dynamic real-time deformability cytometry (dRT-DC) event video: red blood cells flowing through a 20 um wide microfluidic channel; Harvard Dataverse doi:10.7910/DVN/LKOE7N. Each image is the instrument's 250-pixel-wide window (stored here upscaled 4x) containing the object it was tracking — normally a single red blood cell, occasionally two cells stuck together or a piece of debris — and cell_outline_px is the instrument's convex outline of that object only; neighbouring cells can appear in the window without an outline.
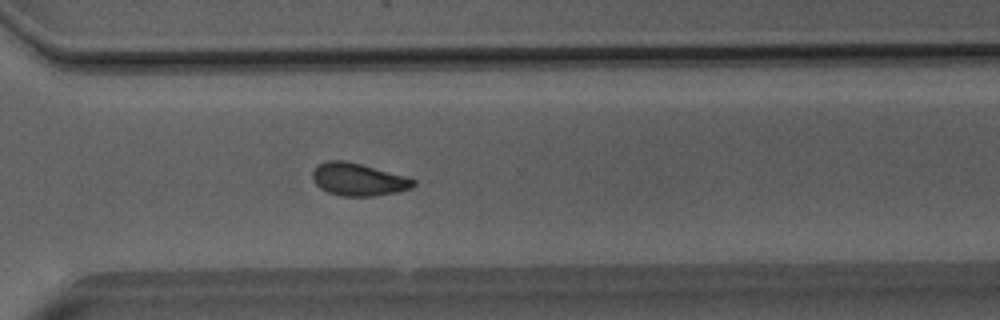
{"species": "Egyptian fruit bat (a non-hibernating species)", "species_latin": "Rousettus aegyptiacus", "temperature_condition": "room temperature", "stored_images_in_passage": 52, "camera_frame_rate_fps": 3000, "um_per_image_px": 0.085, "animal": {"sex": "male"}, "frame": {"image": 1, "passage_image": 37, "time_ms": 12.0, "image_size_px": [1000, 320], "cell_outline_px": [[416, 184], [412, 188], [396, 192], [372, 196], [340, 196], [328, 192], [320, 188], [312, 180], [312, 172], [320, 164], [328, 160], [344, 160], [408, 176], [416, 180]], "centroid_in_image_um": [30.48, 15.26], "position_along_channel_um": 340.1, "area_um2": 19.19}}
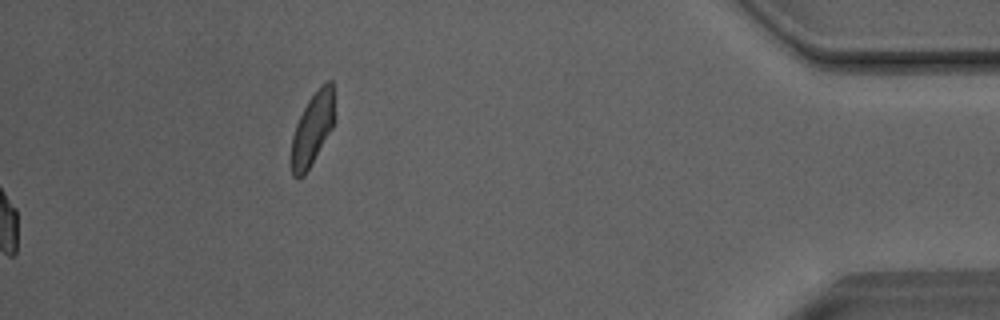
{"frame": {"image": 2, "passage_image": 52, "time_ms": 17.0, "image_size_px": [1000, 320], "cell_outline_px": [[332, 128], [304, 176], [292, 176], [292, 136], [296, 124], [308, 100], [320, 84], [324, 80], [332, 80]], "centroid_in_image_um": [26.53, 10.93], "position_along_channel_um": 408.7, "area_um2": 17.57}, "authors_computed_cell_mechanics": {"area_um2": 19.4208, "velocity_mm_per_s": 4.0557, "shape_relaxation_time_tau1_ms": 6.4173, "shape_relaxation_time_tau2_ms": 2.0589, "deformation_change_tau1": 0.1255, "deformation_change_tau2": 0.0724}}